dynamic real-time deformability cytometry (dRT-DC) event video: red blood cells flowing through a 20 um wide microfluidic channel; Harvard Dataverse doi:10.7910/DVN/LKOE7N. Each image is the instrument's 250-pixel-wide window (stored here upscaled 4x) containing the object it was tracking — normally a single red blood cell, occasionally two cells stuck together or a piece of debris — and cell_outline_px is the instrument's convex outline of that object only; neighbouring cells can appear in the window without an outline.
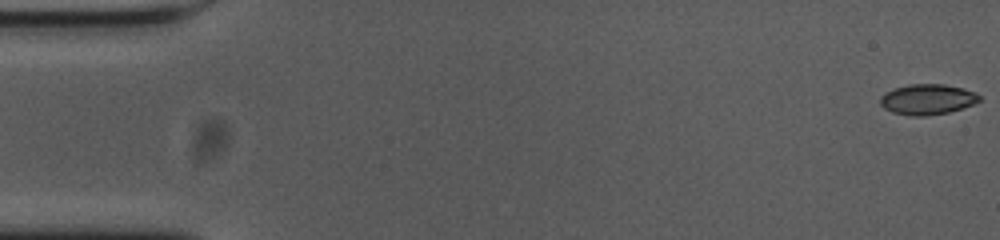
{"species": "common noctule bat (a hibernating species)", "species_latin": "Nyctalus noctula", "temperature_condition": "cold", "stored_images_in_passage": 56, "camera_frame_rate_fps": 3000, "um_per_image_px": 0.085, "animal": {"sex": "female", "body_mass_g": 23.0, "forearm_length_mm": 53.4}, "frame": {"image": 1, "passage_image": 1, "time_ms": 0.0, "image_size_px": [1000, 240], "cell_outline_px": [[980, 100], [976, 104], [948, 112], [928, 116], [912, 116], [892, 112], [884, 108], [880, 104], [880, 96], [884, 92], [896, 88], [912, 84], [944, 84], [964, 88], [976, 92], [980, 96]], "centroid_in_image_um": [78.85, 8.45], "position_along_channel_um": 6.2, "area_um2": 17.74}}
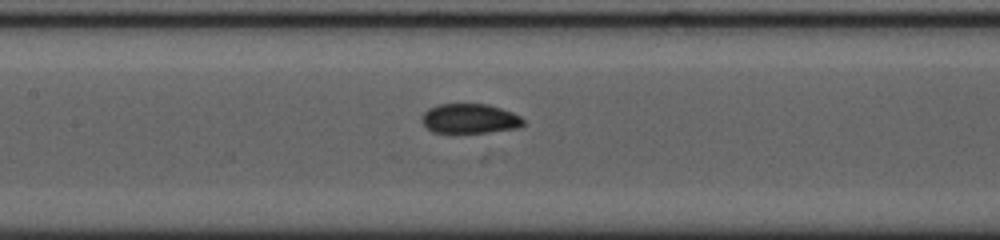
{"frame": {"image": 2, "passage_image": 26, "time_ms": 8.333, "image_size_px": [1000, 240], "cell_outline_px": [[524, 124], [520, 128], [488, 132], [432, 132], [420, 120], [420, 116], [428, 108], [436, 104], [488, 104], [512, 112], [520, 116], [524, 120]], "centroid_in_image_um": [39.92, 10.07], "position_along_channel_um": 167.5, "area_um2": 17.63}}
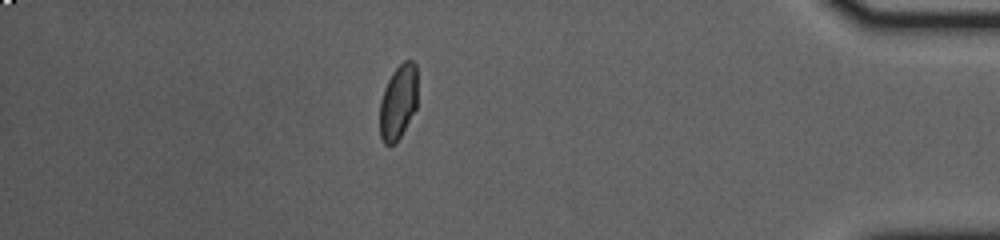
{"frame": {"image": 3, "passage_image": 49, "time_ms": 16.0, "image_size_px": [1000, 240], "cell_outline_px": [[416, 108], [400, 136], [392, 144], [384, 144], [380, 136], [380, 100], [384, 88], [392, 72], [404, 60], [412, 60], [416, 64]], "centroid_in_image_um": [33.83, 8.64], "position_along_channel_um": 401.4, "area_um2": 16.24}, "authors_computed_cell_mechanics": {"area_um2": 17.7735, "velocity_mm_per_s": 3.6379, "shape_relaxation_time_tau1_ms": 6.7235, "shape_relaxation_time_tau2_ms": null, "deformation_change_tau1": 0.1784, "deformation_change_tau2": null}}